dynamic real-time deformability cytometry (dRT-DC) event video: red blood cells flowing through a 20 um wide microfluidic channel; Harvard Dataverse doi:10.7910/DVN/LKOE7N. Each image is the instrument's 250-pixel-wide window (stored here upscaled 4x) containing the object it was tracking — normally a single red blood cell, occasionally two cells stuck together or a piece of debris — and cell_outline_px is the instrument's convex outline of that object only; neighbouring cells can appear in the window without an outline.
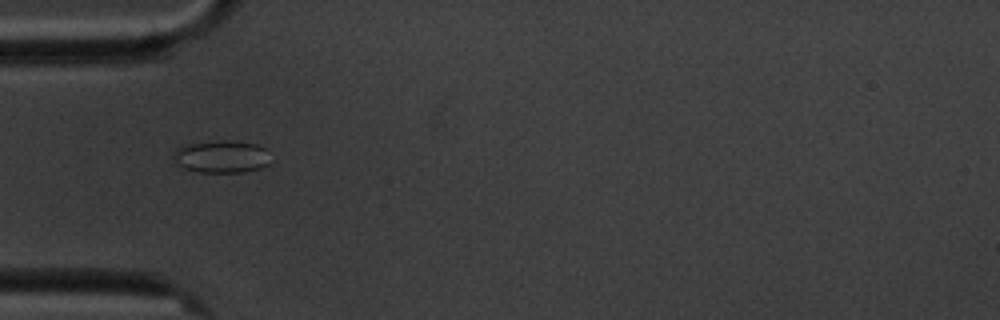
{"species": "common noctule bat (a hibernating species)", "species_latin": "Nyctalus noctula", "temperature_condition": "cold", "stored_images_in_passage": 12, "camera_frame_rate_fps": 3000, "um_per_image_px": 0.085, "animal": {"sex": "male", "body_mass_g": 20.1, "forearm_length_mm": 53.5}, "frame": {"image": 1, "passage_image": 2, "time_ms": 2.0, "image_size_px": [1000, 320], "cell_outline_px": [[268, 164], [260, 168], [244, 172], [200, 172], [184, 168], [172, 156], [176, 148], [192, 144], [224, 140], [236, 140], [256, 144], [268, 148]], "centroid_in_image_um": [18.89, 13.31], "position_along_channel_um": 66.1, "area_um2": 18.21}}
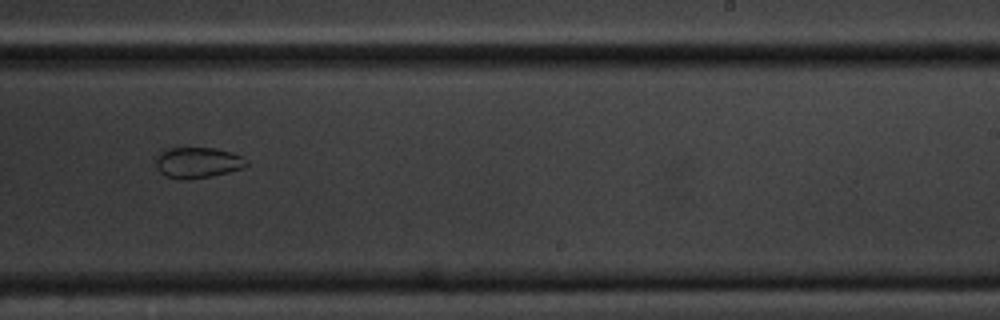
{"frame": {"image": 2, "passage_image": 7, "time_ms": 8.0, "image_size_px": [1000, 320], "cell_outline_px": [[248, 164], [240, 168], [228, 172], [212, 176], [188, 180], [164, 176], [156, 168], [156, 156], [160, 148], [216, 148], [232, 152], [248, 160]], "centroid_in_image_um": [16.74, 13.81], "position_along_channel_um": 272.3, "area_um2": 16.47}}
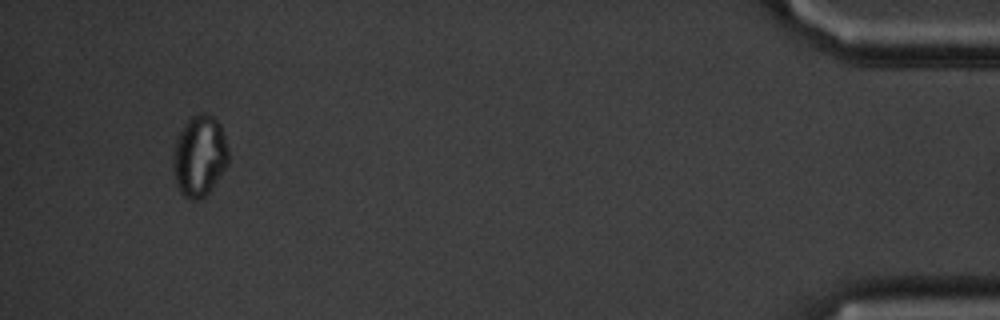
{"frame": {"image": 3, "passage_image": 12, "time_ms": 14.333, "image_size_px": [1000, 320], "cell_outline_px": [[228, 164], [208, 192], [200, 200], [188, 200], [180, 192], [176, 180], [176, 140], [184, 124], [192, 116], [200, 112], [204, 112], [212, 116], [220, 124], [228, 148]], "centroid_in_image_um": [17.0, 13.24], "position_along_channel_um": 418.2, "area_um2": 25.32}, "authors_computed_cell_mechanics": {"area_um2": 18.1781, "velocity_mm_per_s": 3.4306, "shape_relaxation_time_tau1_ms": null, "shape_relaxation_time_tau2_ms": 1.9079, "deformation_change_tau1": null, "deformation_change_tau2": 0.0445}}